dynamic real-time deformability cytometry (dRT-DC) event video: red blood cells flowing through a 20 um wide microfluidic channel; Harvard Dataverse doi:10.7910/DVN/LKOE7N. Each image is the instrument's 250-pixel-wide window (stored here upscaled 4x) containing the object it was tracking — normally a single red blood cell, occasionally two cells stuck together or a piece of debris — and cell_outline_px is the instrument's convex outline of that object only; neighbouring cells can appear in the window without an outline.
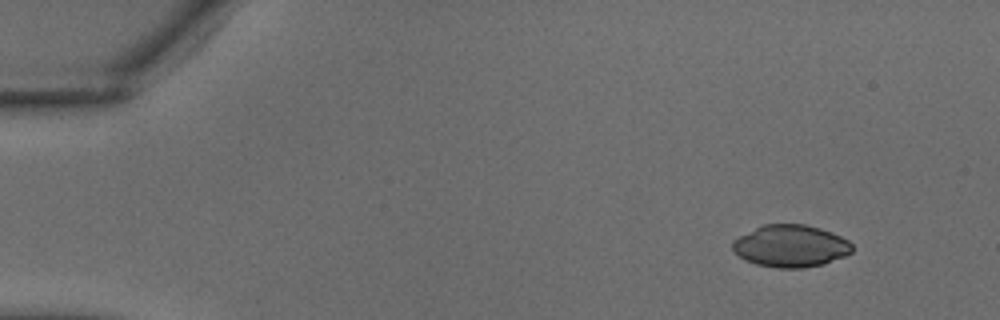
{"species": "common noctule bat (a hibernating species)", "species_latin": "Nyctalus noctula", "temperature_condition": "warm", "stored_images_in_passage": 7, "camera_frame_rate_fps": 3000, "um_per_image_px": 0.085, "animal": {"sex": "male", "body_mass_g": 18.8}, "frame": {"image": 1, "passage_image": 1, "time_ms": 0.0, "image_size_px": [1000, 320], "cell_outline_px": [[852, 252], [844, 256], [824, 264], [804, 268], [776, 268], [756, 264], [744, 260], [732, 248], [732, 240], [764, 224], [804, 224], [820, 228], [832, 232], [848, 240], [852, 244]], "centroid_in_image_um": [67.22, 20.92], "position_along_channel_um": 17.8, "area_um2": 29.36}}